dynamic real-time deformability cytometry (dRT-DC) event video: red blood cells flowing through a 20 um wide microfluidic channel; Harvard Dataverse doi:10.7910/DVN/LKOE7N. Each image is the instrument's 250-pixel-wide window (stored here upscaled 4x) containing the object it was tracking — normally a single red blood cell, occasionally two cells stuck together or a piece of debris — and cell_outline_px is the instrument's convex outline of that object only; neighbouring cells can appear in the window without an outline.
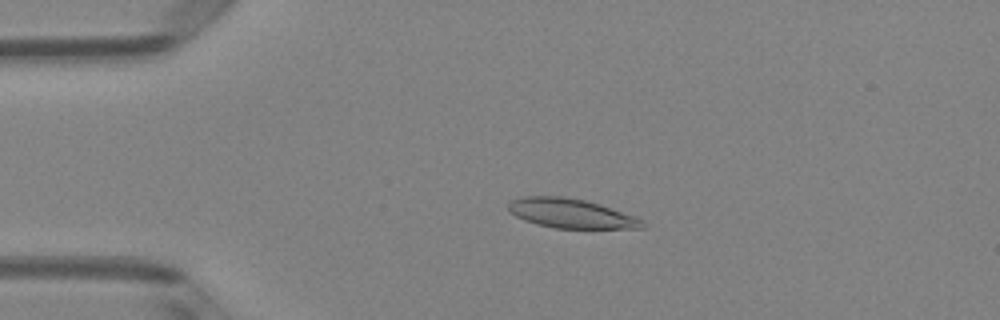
{"species": "Egyptian fruit bat (a non-hibernating species)", "species_latin": "Rousettus aegyptiacus", "temperature_condition": "room temperature", "stored_images_in_passage": 4, "camera_frame_rate_fps": 3000, "um_per_image_px": 0.085, "animal": {"sex": "female"}, "frame": {"image": 1, "passage_image": 3, "time_ms": 0.667, "image_size_px": [1000, 320], "cell_outline_px": [[644, 228], [556, 228], [536, 224], [524, 220], [516, 216], [508, 208], [508, 204], [512, 200], [524, 196], [564, 196], [584, 200], [600, 204], [644, 220]], "centroid_in_image_um": [48.52, 18.14], "position_along_channel_um": 36.5, "area_um2": 22.72}}